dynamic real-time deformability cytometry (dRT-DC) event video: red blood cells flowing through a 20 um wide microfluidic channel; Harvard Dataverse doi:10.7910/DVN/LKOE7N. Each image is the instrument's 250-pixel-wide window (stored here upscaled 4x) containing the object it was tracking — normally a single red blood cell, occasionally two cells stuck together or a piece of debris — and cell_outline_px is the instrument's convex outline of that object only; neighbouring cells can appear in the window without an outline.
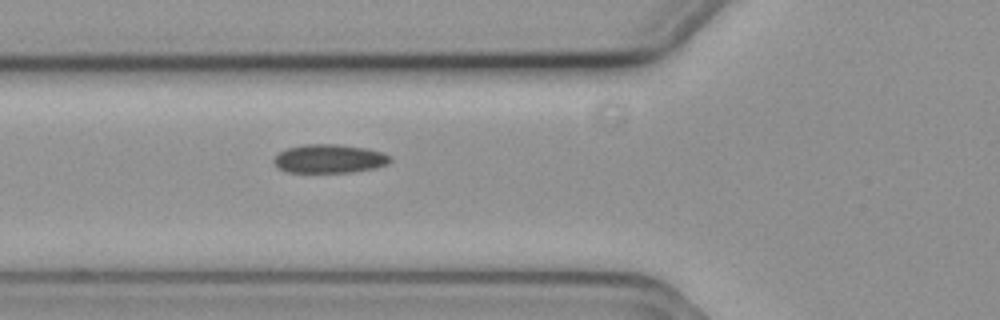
{"species": "common noctule bat (a hibernating species)", "species_latin": "Nyctalus noctula", "temperature_condition": "cold", "stored_images_in_passage": 4, "camera_frame_rate_fps": 3000, "um_per_image_px": 0.085, "animal": {"sex": "female", "body_mass_g": 19.3, "forearm_length_mm": 54.1}, "frame": {"image": 1, "passage_image": 4, "time_ms": 1.0, "image_size_px": [1000, 320], "cell_outline_px": [[392, 160], [388, 164], [376, 168], [352, 172], [288, 172], [276, 168], [272, 160], [280, 152], [288, 148], [304, 144], [340, 144], [368, 148], [384, 152], [392, 156]], "centroid_in_image_um": [28.04, 13.49], "position_along_channel_um": 97.8, "area_um2": 19.77}}